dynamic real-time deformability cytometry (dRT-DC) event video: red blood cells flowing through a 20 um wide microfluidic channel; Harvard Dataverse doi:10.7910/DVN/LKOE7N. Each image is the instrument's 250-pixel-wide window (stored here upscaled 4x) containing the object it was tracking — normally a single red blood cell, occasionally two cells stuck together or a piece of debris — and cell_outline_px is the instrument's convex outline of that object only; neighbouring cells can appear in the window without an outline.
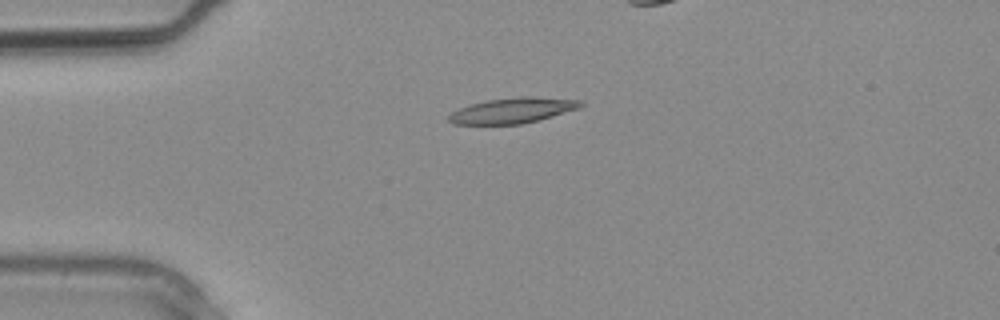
{"species": "common noctule bat (a hibernating species)", "species_latin": "Nyctalus noctula", "temperature_condition": "warm", "stored_images_in_passage": 12, "camera_frame_rate_fps": 3000, "um_per_image_px": 0.085, "animal": {"sex": "male", "body_mass_g": 20.4}, "frame": {"image": 1, "passage_image": 4, "time_ms": 1.0, "image_size_px": [1000, 320], "cell_outline_px": [[584, 104], [580, 108], [540, 120], [520, 124], [452, 124], [448, 120], [448, 116], [452, 112], [460, 108], [484, 100], [520, 96], [532, 96], [580, 100]], "centroid_in_image_um": [43.59, 9.38], "position_along_channel_um": 41.4, "area_um2": 19.65}}